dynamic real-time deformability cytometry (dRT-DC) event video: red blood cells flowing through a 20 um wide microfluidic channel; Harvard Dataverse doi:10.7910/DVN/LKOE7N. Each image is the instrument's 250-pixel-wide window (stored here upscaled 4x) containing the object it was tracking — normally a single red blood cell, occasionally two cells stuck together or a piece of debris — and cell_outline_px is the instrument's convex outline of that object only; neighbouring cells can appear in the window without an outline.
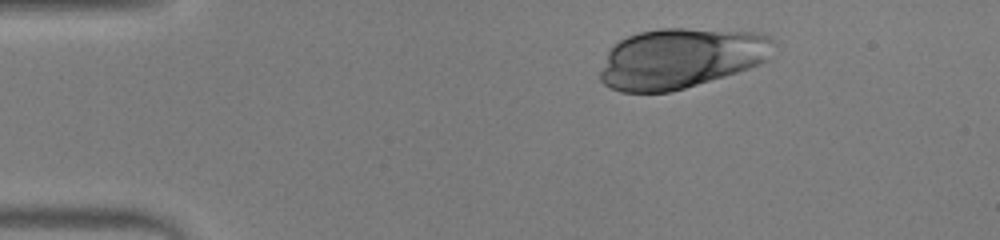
{"species": "human", "species_latin": "Homo sapiens", "temperature_condition": "warm", "stored_images_in_passage": 41, "camera_frame_rate_fps": 3000, "um_per_image_px": 0.085, "donor": {"sex": "male"}, "frame": {"image": 1, "passage_image": 7, "time_ms": 2.0, "image_size_px": [1000, 240], "cell_outline_px": [[776, 44], [764, 60], [760, 64], [724, 76], [684, 88], [668, 92], [620, 92], [608, 88], [600, 80], [600, 72], [608, 52], [620, 40], [628, 36], [640, 32], [660, 28], [684, 28], [760, 32], [776, 40]], "centroid_in_image_um": [57.87, 4.94], "position_along_channel_um": 27.1, "area_um2": 60.63}}
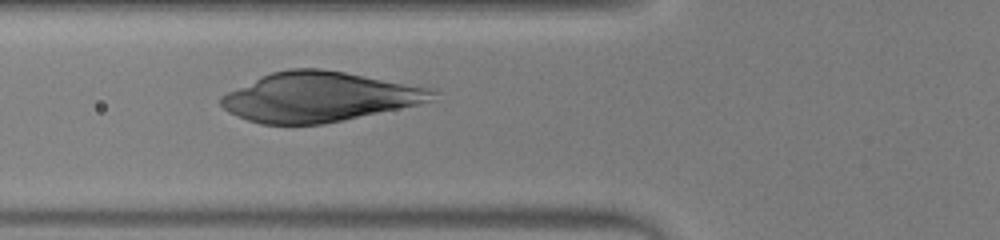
{"frame": {"image": 2, "passage_image": 18, "time_ms": 5.667, "image_size_px": [1000, 240], "cell_outline_px": [[440, 92], [432, 100], [420, 104], [324, 124], [260, 124], [248, 120], [228, 112], [220, 104], [220, 96], [260, 76], [272, 72], [288, 68], [320, 68], [344, 72], [436, 88]], "centroid_in_image_um": [27.17, 8.23], "position_along_channel_um": 98.6, "area_um2": 61.38}}